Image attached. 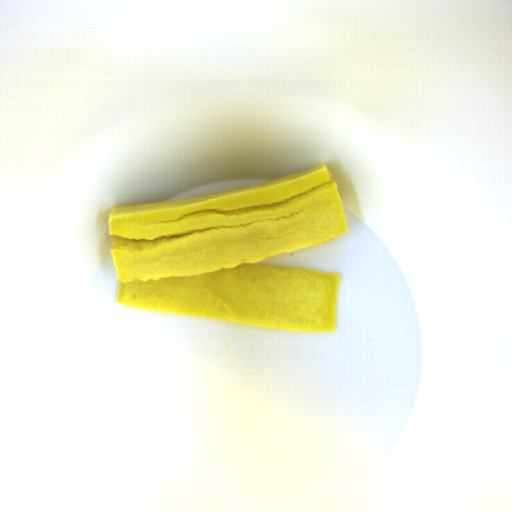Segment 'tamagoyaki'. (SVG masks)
Instances as JSON below:
<instances>
[{"mask_svg": "<svg viewBox=\"0 0 512 512\" xmlns=\"http://www.w3.org/2000/svg\"><path fill=\"white\" fill-rule=\"evenodd\" d=\"M108 226L122 306L336 330L338 273L261 263L348 232L341 191L323 163L208 195L112 206Z\"/></svg>", "mask_w": 512, "mask_h": 512, "instance_id": "81b7327e", "label": "tamagoyaki"}]
</instances>
